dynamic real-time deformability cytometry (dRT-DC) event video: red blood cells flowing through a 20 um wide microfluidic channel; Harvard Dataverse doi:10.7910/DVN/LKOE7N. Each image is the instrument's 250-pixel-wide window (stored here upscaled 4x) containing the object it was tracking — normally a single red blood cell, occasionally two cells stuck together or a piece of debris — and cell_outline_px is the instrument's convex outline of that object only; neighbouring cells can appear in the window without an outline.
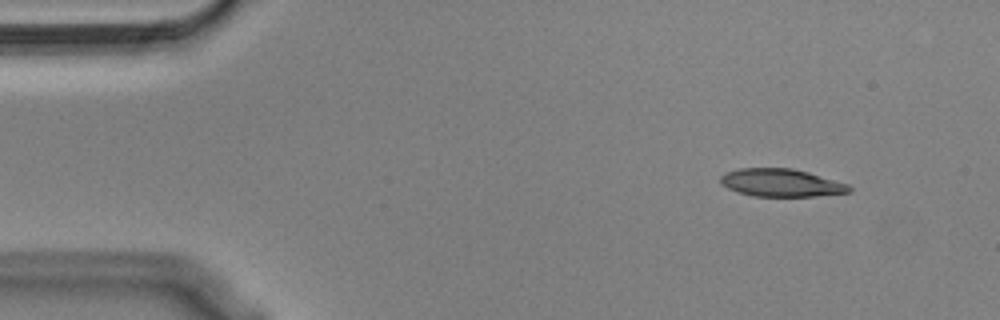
{"species": "Egyptian fruit bat (a non-hibernating species)", "species_latin": "Rousettus aegyptiacus", "temperature_condition": "cold", "stored_images_in_passage": 50, "camera_frame_rate_fps": 3000, "um_per_image_px": 0.085, "animal": {"sex": "male"}, "frame": {"image": 1, "passage_image": 1, "time_ms": 0.0, "image_size_px": [1000, 320], "cell_outline_px": [[852, 192], [816, 196], [752, 196], [728, 188], [720, 184], [720, 176], [728, 172], [740, 168], [792, 168], [808, 172], [848, 184], [852, 188]], "centroid_in_image_um": [66.41, 15.54], "position_along_channel_um": 18.6, "area_um2": 20.75}}
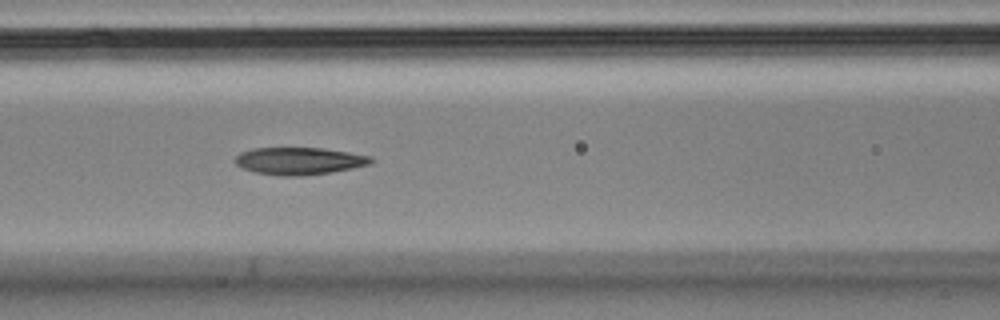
{"frame": {"image": 2, "passage_image": 18, "time_ms": 5.667, "image_size_px": [1000, 320], "cell_outline_px": [[372, 164], [352, 168], [328, 172], [300, 176], [280, 176], [256, 172], [244, 168], [236, 164], [232, 160], [240, 152], [252, 148], [320, 148], [348, 152], [372, 156]], "centroid_in_image_um": [25.41, 13.67], "position_along_channel_um": 141.2, "area_um2": 21.5}}
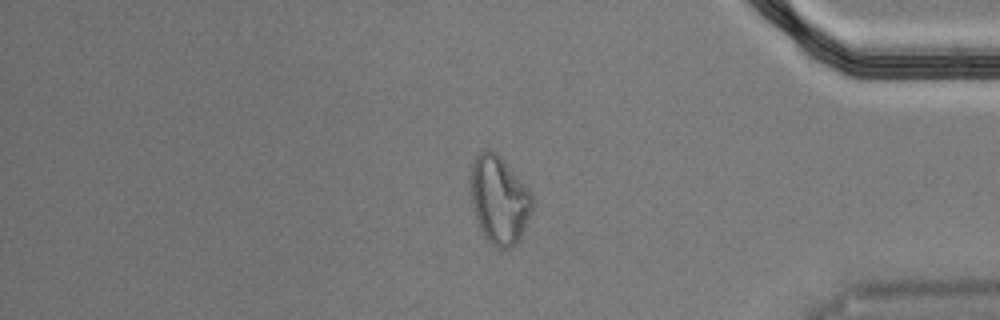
{"frame": {"image": 3, "passage_image": 41, "time_ms": 13.333, "image_size_px": [1000, 320], "cell_outline_px": [[536, 200], [520, 240], [512, 248], [496, 248], [484, 236], [480, 228], [472, 208], [468, 192], [468, 168], [472, 160], [484, 148], [488, 148], [496, 152], [500, 156], [528, 188]], "centroid_in_image_um": [42.38, 16.95], "position_along_channel_um": 392.8, "area_um2": 32.77}, "authors_computed_cell_mechanics": {"area_um2": 22.1952, "velocity_mm_per_s": 3.629, "shape_relaxation_time_tau1_ms": null, "shape_relaxation_time_tau2_ms": 7.3544, "deformation_change_tau1": null, "deformation_change_tau2": 0.1793}}